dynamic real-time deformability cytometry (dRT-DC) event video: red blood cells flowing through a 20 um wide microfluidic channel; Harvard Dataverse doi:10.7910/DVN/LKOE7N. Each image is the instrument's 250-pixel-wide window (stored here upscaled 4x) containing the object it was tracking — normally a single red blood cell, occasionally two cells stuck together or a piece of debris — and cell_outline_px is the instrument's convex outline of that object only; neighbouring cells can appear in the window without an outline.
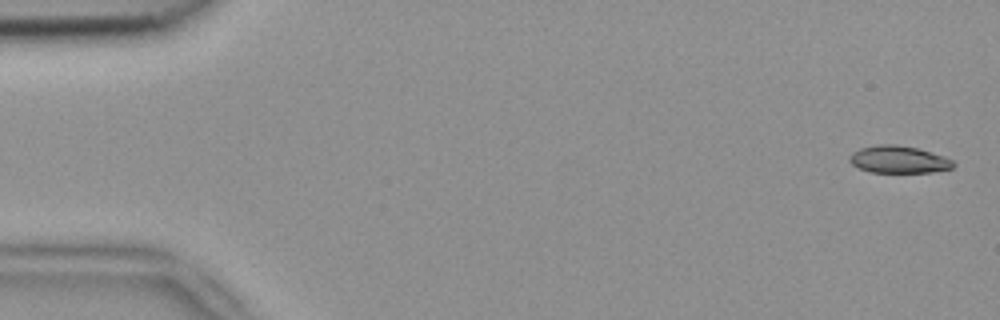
{"species": "common noctule bat (a hibernating species)", "species_latin": "Nyctalus noctula", "temperature_condition": "room temperature", "stored_images_in_passage": 4, "camera_frame_rate_fps": 3000, "um_per_image_px": 0.085, "animal": {"sex": "female", "body_mass_g": 18.4}, "frame": {"image": 1, "passage_image": 1, "time_ms": 0.0, "image_size_px": [1000, 320], "cell_outline_px": [[956, 164], [952, 168], [932, 172], [872, 172], [860, 168], [852, 164], [848, 160], [852, 152], [860, 148], [876, 144], [896, 144], [916, 148], [944, 156], [952, 160]], "centroid_in_image_um": [76.38, 13.55], "position_along_channel_um": 8.6, "area_um2": 16.42}}